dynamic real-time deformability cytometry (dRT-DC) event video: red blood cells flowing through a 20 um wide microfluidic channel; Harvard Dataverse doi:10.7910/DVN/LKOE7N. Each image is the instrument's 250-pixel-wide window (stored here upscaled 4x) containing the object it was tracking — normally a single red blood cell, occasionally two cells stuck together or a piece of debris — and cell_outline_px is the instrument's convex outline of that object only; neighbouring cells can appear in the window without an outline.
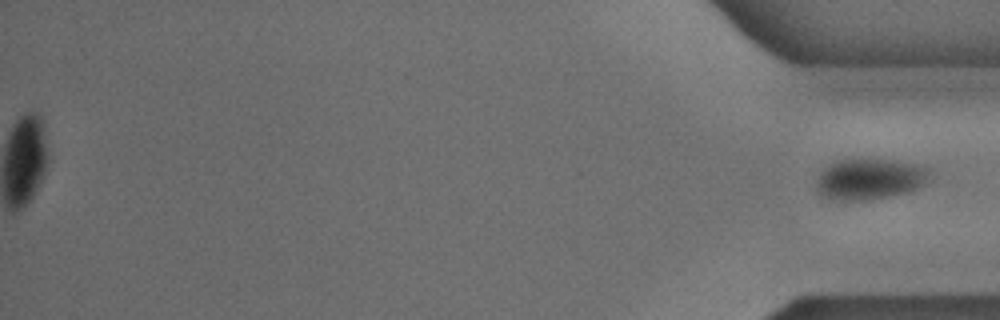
{"species": "common noctule bat (a hibernating species)", "species_latin": "Nyctalus noctula", "temperature_condition": "cold", "stored_images_in_passage": 37, "segment_of_instrument_passage": [2, 2], "camera_frame_rate_fps": 3000, "um_per_image_px": 0.085, "animal": {"sex": "male", "body_mass_g": 18.8}, "frame": {"image": 1, "passage_image": 37, "time_ms": 12.0, "image_size_px": [1000, 320], "cell_outline_px": [[928, 176], [916, 188], [904, 192], [888, 196], [868, 200], [836, 200], [820, 196], [816, 188], [816, 180], [820, 172], [824, 168], [836, 160], [852, 156], [896, 160], [916, 164], [928, 168]], "centroid_in_image_um": [73.81, 15.17], "position_along_channel_um": 361.4, "area_um2": 27.46}}